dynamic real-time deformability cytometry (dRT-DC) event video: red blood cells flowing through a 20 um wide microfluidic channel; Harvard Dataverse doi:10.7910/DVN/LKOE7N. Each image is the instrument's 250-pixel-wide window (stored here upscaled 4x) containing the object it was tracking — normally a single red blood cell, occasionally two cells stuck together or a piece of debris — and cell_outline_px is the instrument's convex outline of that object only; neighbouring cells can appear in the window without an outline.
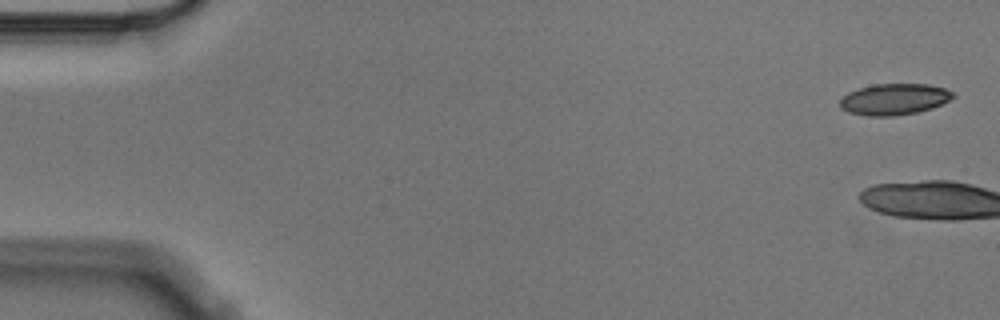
{"species": "Egyptian fruit bat (a non-hibernating species)", "species_latin": "Rousettus aegyptiacus", "temperature_condition": "cold", "stored_images_in_passage": 4, "camera_frame_rate_fps": 3000, "um_per_image_px": 0.085, "animal": {"sex": "male"}, "frame": {"image": 1, "passage_image": 1, "time_ms": 0.0, "image_size_px": [1000, 320], "cell_outline_px": [[956, 96], [932, 108], [916, 112], [892, 116], [868, 116], [848, 112], [840, 108], [840, 100], [848, 92], [872, 84], [928, 84], [944, 88], [956, 92]], "centroid_in_image_um": [76.01, 8.43], "position_along_channel_um": 9.0, "area_um2": 20.58}}